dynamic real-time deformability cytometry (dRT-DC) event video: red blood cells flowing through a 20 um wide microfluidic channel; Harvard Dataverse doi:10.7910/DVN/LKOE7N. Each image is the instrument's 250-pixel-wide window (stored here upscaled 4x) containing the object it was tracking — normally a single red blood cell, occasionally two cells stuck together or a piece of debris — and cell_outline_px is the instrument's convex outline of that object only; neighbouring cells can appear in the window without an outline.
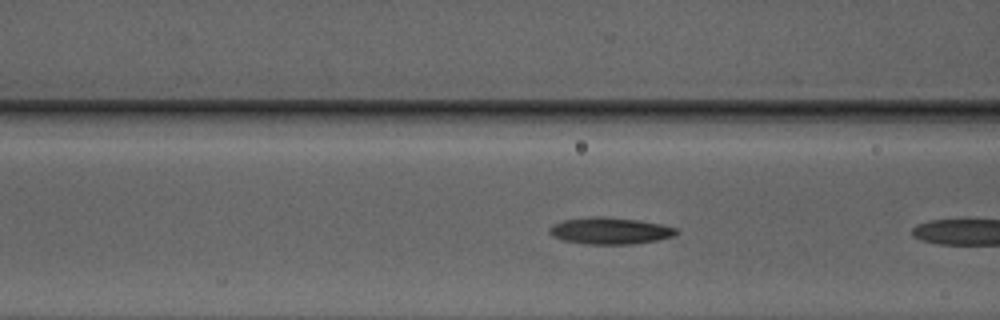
{"species": "Egyptian fruit bat (a non-hibernating species)", "species_latin": "Rousettus aegyptiacus", "temperature_condition": "warm", "stored_images_in_passage": 6, "camera_frame_rate_fps": 3000, "um_per_image_px": 0.085, "animal": {"sex": "male"}, "frame": {"image": 1, "passage_image": 5, "time_ms": 1.333, "image_size_px": [1000, 320], "cell_outline_px": [[680, 232], [676, 236], [636, 244], [584, 244], [564, 240], [552, 236], [548, 232], [548, 228], [564, 220], [592, 216], [604, 216], [636, 220], [660, 224], [676, 228]], "centroid_in_image_um": [51.87, 19.62], "position_along_channel_um": 114.7, "area_um2": 19.77}}